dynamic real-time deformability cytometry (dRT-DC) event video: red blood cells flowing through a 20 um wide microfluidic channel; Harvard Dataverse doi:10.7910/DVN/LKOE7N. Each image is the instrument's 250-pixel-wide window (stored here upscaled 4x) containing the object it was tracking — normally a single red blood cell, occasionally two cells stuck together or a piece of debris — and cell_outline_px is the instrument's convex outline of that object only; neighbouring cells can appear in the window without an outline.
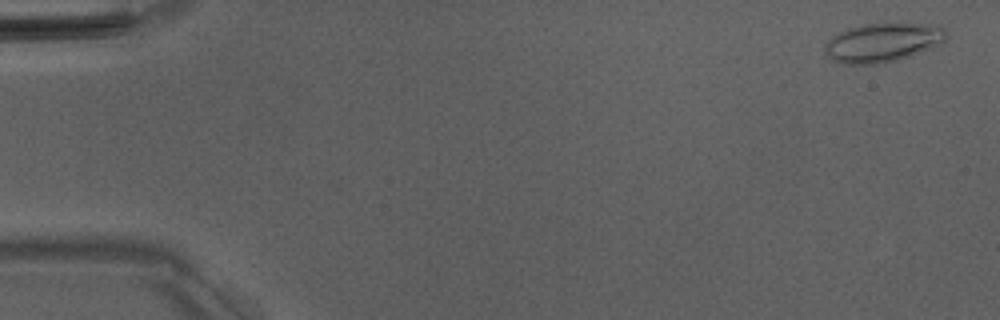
{"species": "Egyptian fruit bat (a non-hibernating species)", "species_latin": "Rousettus aegyptiacus", "temperature_condition": "room temperature", "stored_images_in_passage": 10, "camera_frame_rate_fps": 3000, "um_per_image_px": 0.085, "animal": {"sex": "male"}, "frame": {"image": 1, "passage_image": 2, "time_ms": 0.333, "image_size_px": [1000, 320], "cell_outline_px": [[948, 36], [940, 44], [912, 56], [896, 60], [876, 64], [844, 64], [832, 60], [824, 52], [824, 44], [832, 36], [848, 28], [864, 24], [908, 20], [940, 24], [948, 32]], "centroid_in_image_um": [75.11, 3.55], "position_along_channel_um": 9.9, "area_um2": 28.78}}